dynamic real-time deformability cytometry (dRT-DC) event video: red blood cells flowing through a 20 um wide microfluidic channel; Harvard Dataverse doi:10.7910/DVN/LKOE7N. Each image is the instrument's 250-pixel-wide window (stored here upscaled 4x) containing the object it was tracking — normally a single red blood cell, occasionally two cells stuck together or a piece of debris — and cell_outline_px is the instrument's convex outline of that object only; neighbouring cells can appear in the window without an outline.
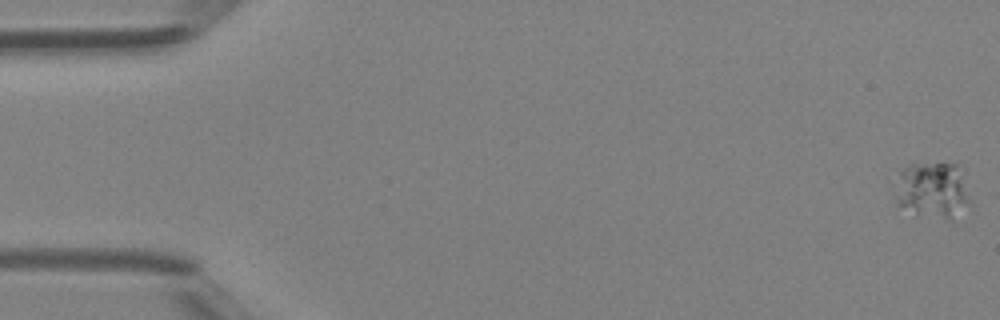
{"species": "Egyptian fruit bat (a non-hibernating species)", "species_latin": "Rousettus aegyptiacus", "temperature_condition": "room temperature", "stored_images_in_passage": 26, "camera_frame_rate_fps": 3000, "um_per_image_px": 0.085, "animal": {"sex": "female"}, "frame": {"image": 1, "passage_image": 1, "time_ms": 0.0, "image_size_px": [1000, 320], "cell_outline_px": [[968, 200], [952, 220], [948, 220], [912, 216], [896, 204], [888, 180], [908, 164], [960, 164]], "centroid_in_image_um": [79.05, 16.18], "position_along_channel_um": 6.0, "area_um2": 25.72}}
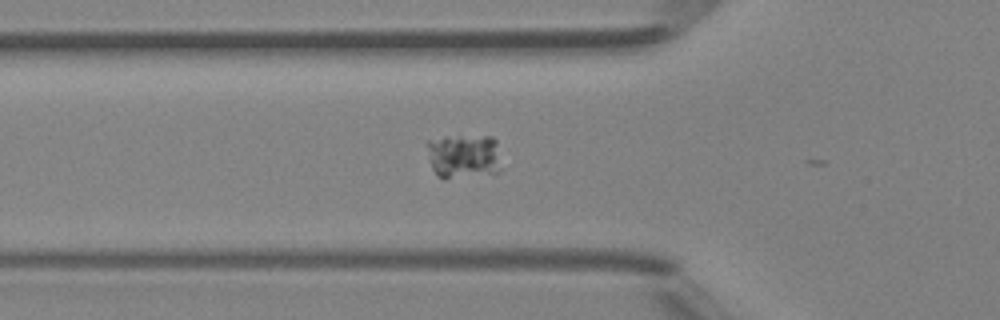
{"frame": {"image": 2, "passage_image": 18, "time_ms": 5.667, "image_size_px": [1000, 320], "cell_outline_px": [[496, 172], [444, 180], [436, 176], [432, 168], [428, 148], [428, 140], [444, 136], [492, 136], [496, 140]], "centroid_in_image_um": [39.31, 13.27], "position_along_channel_um": 86.5, "area_um2": 18.84}}
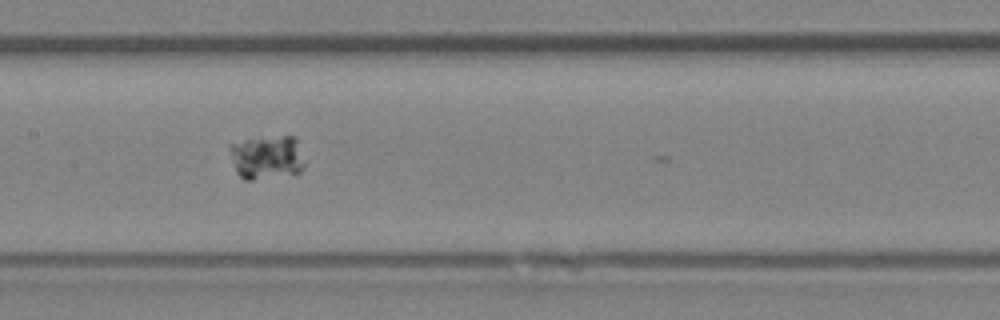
{"frame": {"image": 3, "passage_image": 25, "time_ms": 8.0, "image_size_px": [1000, 320], "cell_outline_px": [[304, 168], [300, 172], [252, 180], [244, 180], [236, 172], [228, 148], [228, 144], [244, 140], [284, 136], [296, 136], [304, 164]], "centroid_in_image_um": [22.65, 13.37], "position_along_channel_um": 184.7, "area_um2": 19.02}}